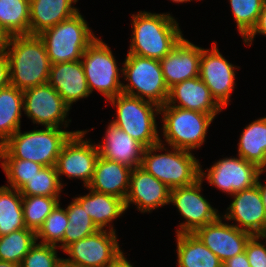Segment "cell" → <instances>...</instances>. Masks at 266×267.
<instances>
[{"label": "cell", "mask_w": 266, "mask_h": 267, "mask_svg": "<svg viewBox=\"0 0 266 267\" xmlns=\"http://www.w3.org/2000/svg\"><path fill=\"white\" fill-rule=\"evenodd\" d=\"M131 17L132 38L127 54L160 61L183 38L178 21L170 13L139 11Z\"/></svg>", "instance_id": "6da1fadb"}, {"label": "cell", "mask_w": 266, "mask_h": 267, "mask_svg": "<svg viewBox=\"0 0 266 267\" xmlns=\"http://www.w3.org/2000/svg\"><path fill=\"white\" fill-rule=\"evenodd\" d=\"M5 54L9 60L10 85L24 91L48 83L51 63L38 35L10 36Z\"/></svg>", "instance_id": "7a4b0ae2"}, {"label": "cell", "mask_w": 266, "mask_h": 267, "mask_svg": "<svg viewBox=\"0 0 266 267\" xmlns=\"http://www.w3.org/2000/svg\"><path fill=\"white\" fill-rule=\"evenodd\" d=\"M79 131L45 127L22 133L19 129L0 146V159H23L43 166H55L65 142Z\"/></svg>", "instance_id": "3957f363"}, {"label": "cell", "mask_w": 266, "mask_h": 267, "mask_svg": "<svg viewBox=\"0 0 266 267\" xmlns=\"http://www.w3.org/2000/svg\"><path fill=\"white\" fill-rule=\"evenodd\" d=\"M164 141L145 148L141 168L160 180L170 189L193 184L200 177V162L191 151L170 147ZM166 151L157 154L156 152Z\"/></svg>", "instance_id": "277c9868"}, {"label": "cell", "mask_w": 266, "mask_h": 267, "mask_svg": "<svg viewBox=\"0 0 266 267\" xmlns=\"http://www.w3.org/2000/svg\"><path fill=\"white\" fill-rule=\"evenodd\" d=\"M44 42L51 64L80 61L97 39L80 11L38 35Z\"/></svg>", "instance_id": "5b68a950"}, {"label": "cell", "mask_w": 266, "mask_h": 267, "mask_svg": "<svg viewBox=\"0 0 266 267\" xmlns=\"http://www.w3.org/2000/svg\"><path fill=\"white\" fill-rule=\"evenodd\" d=\"M109 102L116 108V119L111 122L119 129L145 148L160 142L156 124V116L160 114L158 105L123 93L111 98Z\"/></svg>", "instance_id": "8992f818"}, {"label": "cell", "mask_w": 266, "mask_h": 267, "mask_svg": "<svg viewBox=\"0 0 266 267\" xmlns=\"http://www.w3.org/2000/svg\"><path fill=\"white\" fill-rule=\"evenodd\" d=\"M164 141L168 147L193 151L205 142L210 124L215 119L210 114L186 110L164 104L160 107Z\"/></svg>", "instance_id": "52a82bcc"}, {"label": "cell", "mask_w": 266, "mask_h": 267, "mask_svg": "<svg viewBox=\"0 0 266 267\" xmlns=\"http://www.w3.org/2000/svg\"><path fill=\"white\" fill-rule=\"evenodd\" d=\"M122 93L152 102L159 107L166 104L169 89L164 81L159 60L127 54L122 63Z\"/></svg>", "instance_id": "ba28073f"}, {"label": "cell", "mask_w": 266, "mask_h": 267, "mask_svg": "<svg viewBox=\"0 0 266 267\" xmlns=\"http://www.w3.org/2000/svg\"><path fill=\"white\" fill-rule=\"evenodd\" d=\"M90 93L97 90L106 101L122 94L119 68L109 46L97 38L83 53L81 59ZM121 71V72H119Z\"/></svg>", "instance_id": "9c48e42d"}, {"label": "cell", "mask_w": 266, "mask_h": 267, "mask_svg": "<svg viewBox=\"0 0 266 267\" xmlns=\"http://www.w3.org/2000/svg\"><path fill=\"white\" fill-rule=\"evenodd\" d=\"M116 232L99 229L87 237L68 245L63 252V264L69 267H109L123 254Z\"/></svg>", "instance_id": "30bf717a"}, {"label": "cell", "mask_w": 266, "mask_h": 267, "mask_svg": "<svg viewBox=\"0 0 266 267\" xmlns=\"http://www.w3.org/2000/svg\"><path fill=\"white\" fill-rule=\"evenodd\" d=\"M87 132L80 130L72 134L63 145L55 164L61 184L62 175L70 179H81L84 187L91 182L99 151L95 143L84 139Z\"/></svg>", "instance_id": "8fae6325"}, {"label": "cell", "mask_w": 266, "mask_h": 267, "mask_svg": "<svg viewBox=\"0 0 266 267\" xmlns=\"http://www.w3.org/2000/svg\"><path fill=\"white\" fill-rule=\"evenodd\" d=\"M202 183L203 180L199 178L191 185L170 189L169 203H172L185 219V222L180 223L176 234L194 233L221 216L200 194Z\"/></svg>", "instance_id": "7c38bea8"}, {"label": "cell", "mask_w": 266, "mask_h": 267, "mask_svg": "<svg viewBox=\"0 0 266 267\" xmlns=\"http://www.w3.org/2000/svg\"><path fill=\"white\" fill-rule=\"evenodd\" d=\"M70 109L49 83L23 91V111L34 124L54 128L64 125L67 128L71 122L66 119Z\"/></svg>", "instance_id": "4fadbf2b"}, {"label": "cell", "mask_w": 266, "mask_h": 267, "mask_svg": "<svg viewBox=\"0 0 266 267\" xmlns=\"http://www.w3.org/2000/svg\"><path fill=\"white\" fill-rule=\"evenodd\" d=\"M204 171H208L207 174ZM260 168L244 158L227 157L215 162L209 169L202 171L200 165V179L207 180L224 193L233 195L256 184ZM206 177V178H205Z\"/></svg>", "instance_id": "5bb4252c"}, {"label": "cell", "mask_w": 266, "mask_h": 267, "mask_svg": "<svg viewBox=\"0 0 266 267\" xmlns=\"http://www.w3.org/2000/svg\"><path fill=\"white\" fill-rule=\"evenodd\" d=\"M235 69H239V67L234 66L223 57L216 42H213L211 50L202 48L199 77L223 109L228 106L231 93L236 86Z\"/></svg>", "instance_id": "9a60e30c"}, {"label": "cell", "mask_w": 266, "mask_h": 267, "mask_svg": "<svg viewBox=\"0 0 266 267\" xmlns=\"http://www.w3.org/2000/svg\"><path fill=\"white\" fill-rule=\"evenodd\" d=\"M231 196L234 199L222 218L237 222L234 226L253 236H266V211L257 184Z\"/></svg>", "instance_id": "2e32d148"}, {"label": "cell", "mask_w": 266, "mask_h": 267, "mask_svg": "<svg viewBox=\"0 0 266 267\" xmlns=\"http://www.w3.org/2000/svg\"><path fill=\"white\" fill-rule=\"evenodd\" d=\"M222 221L220 216L216 221L197 229L194 234L224 263L245 252L246 244L253 235Z\"/></svg>", "instance_id": "e0dca14e"}, {"label": "cell", "mask_w": 266, "mask_h": 267, "mask_svg": "<svg viewBox=\"0 0 266 267\" xmlns=\"http://www.w3.org/2000/svg\"><path fill=\"white\" fill-rule=\"evenodd\" d=\"M170 188L141 167L132 169L125 207L136 205L141 213L170 204Z\"/></svg>", "instance_id": "ac0fdd59"}, {"label": "cell", "mask_w": 266, "mask_h": 267, "mask_svg": "<svg viewBox=\"0 0 266 267\" xmlns=\"http://www.w3.org/2000/svg\"><path fill=\"white\" fill-rule=\"evenodd\" d=\"M202 47L196 46L184 37L160 60L166 86L199 76Z\"/></svg>", "instance_id": "d6986e66"}, {"label": "cell", "mask_w": 266, "mask_h": 267, "mask_svg": "<svg viewBox=\"0 0 266 267\" xmlns=\"http://www.w3.org/2000/svg\"><path fill=\"white\" fill-rule=\"evenodd\" d=\"M166 104L168 106L210 114L214 117L223 110L199 76L184 80L169 88Z\"/></svg>", "instance_id": "ffe728a7"}, {"label": "cell", "mask_w": 266, "mask_h": 267, "mask_svg": "<svg viewBox=\"0 0 266 267\" xmlns=\"http://www.w3.org/2000/svg\"><path fill=\"white\" fill-rule=\"evenodd\" d=\"M103 142L96 144L99 156L116 161L131 169L141 166L145 147L129 134L109 123Z\"/></svg>", "instance_id": "44dd1931"}, {"label": "cell", "mask_w": 266, "mask_h": 267, "mask_svg": "<svg viewBox=\"0 0 266 267\" xmlns=\"http://www.w3.org/2000/svg\"><path fill=\"white\" fill-rule=\"evenodd\" d=\"M48 83L70 108L91 94L81 60L51 64Z\"/></svg>", "instance_id": "7402d4cb"}, {"label": "cell", "mask_w": 266, "mask_h": 267, "mask_svg": "<svg viewBox=\"0 0 266 267\" xmlns=\"http://www.w3.org/2000/svg\"><path fill=\"white\" fill-rule=\"evenodd\" d=\"M132 169L116 161L98 157L91 182L85 187L99 193L110 194L125 201Z\"/></svg>", "instance_id": "603a6c76"}, {"label": "cell", "mask_w": 266, "mask_h": 267, "mask_svg": "<svg viewBox=\"0 0 266 267\" xmlns=\"http://www.w3.org/2000/svg\"><path fill=\"white\" fill-rule=\"evenodd\" d=\"M89 190L90 192L87 195L74 199L86 210L99 229L106 230L108 227V230L116 232L114 225L111 223L127 211L125 201L110 194Z\"/></svg>", "instance_id": "cb8c5ba5"}, {"label": "cell", "mask_w": 266, "mask_h": 267, "mask_svg": "<svg viewBox=\"0 0 266 267\" xmlns=\"http://www.w3.org/2000/svg\"><path fill=\"white\" fill-rule=\"evenodd\" d=\"M78 0H30V35H39L79 12Z\"/></svg>", "instance_id": "d4e9b609"}, {"label": "cell", "mask_w": 266, "mask_h": 267, "mask_svg": "<svg viewBox=\"0 0 266 267\" xmlns=\"http://www.w3.org/2000/svg\"><path fill=\"white\" fill-rule=\"evenodd\" d=\"M178 267H223L220 259L194 233L176 235Z\"/></svg>", "instance_id": "484cf974"}, {"label": "cell", "mask_w": 266, "mask_h": 267, "mask_svg": "<svg viewBox=\"0 0 266 267\" xmlns=\"http://www.w3.org/2000/svg\"><path fill=\"white\" fill-rule=\"evenodd\" d=\"M23 91L8 85L0 89V146L21 129Z\"/></svg>", "instance_id": "4316f807"}, {"label": "cell", "mask_w": 266, "mask_h": 267, "mask_svg": "<svg viewBox=\"0 0 266 267\" xmlns=\"http://www.w3.org/2000/svg\"><path fill=\"white\" fill-rule=\"evenodd\" d=\"M238 156L266 168V117L254 120L242 131L238 143Z\"/></svg>", "instance_id": "83f0119b"}, {"label": "cell", "mask_w": 266, "mask_h": 267, "mask_svg": "<svg viewBox=\"0 0 266 267\" xmlns=\"http://www.w3.org/2000/svg\"><path fill=\"white\" fill-rule=\"evenodd\" d=\"M0 26L9 35H30V0H0Z\"/></svg>", "instance_id": "f1b7e54d"}, {"label": "cell", "mask_w": 266, "mask_h": 267, "mask_svg": "<svg viewBox=\"0 0 266 267\" xmlns=\"http://www.w3.org/2000/svg\"><path fill=\"white\" fill-rule=\"evenodd\" d=\"M26 228L19 190L0 186V236Z\"/></svg>", "instance_id": "f546056e"}, {"label": "cell", "mask_w": 266, "mask_h": 267, "mask_svg": "<svg viewBox=\"0 0 266 267\" xmlns=\"http://www.w3.org/2000/svg\"><path fill=\"white\" fill-rule=\"evenodd\" d=\"M36 242V232L29 228L2 235L0 236V260L21 264L24 256Z\"/></svg>", "instance_id": "4dcf8cb0"}, {"label": "cell", "mask_w": 266, "mask_h": 267, "mask_svg": "<svg viewBox=\"0 0 266 267\" xmlns=\"http://www.w3.org/2000/svg\"><path fill=\"white\" fill-rule=\"evenodd\" d=\"M68 225L62 240V250L71 243L91 235L99 230L86 210L74 199L66 207Z\"/></svg>", "instance_id": "1f68e13d"}, {"label": "cell", "mask_w": 266, "mask_h": 267, "mask_svg": "<svg viewBox=\"0 0 266 267\" xmlns=\"http://www.w3.org/2000/svg\"><path fill=\"white\" fill-rule=\"evenodd\" d=\"M59 202L60 197L22 195L23 217L26 228L37 232Z\"/></svg>", "instance_id": "d6a6232c"}, {"label": "cell", "mask_w": 266, "mask_h": 267, "mask_svg": "<svg viewBox=\"0 0 266 267\" xmlns=\"http://www.w3.org/2000/svg\"><path fill=\"white\" fill-rule=\"evenodd\" d=\"M63 187L55 166H43L19 191L27 196L60 197Z\"/></svg>", "instance_id": "836d02e7"}, {"label": "cell", "mask_w": 266, "mask_h": 267, "mask_svg": "<svg viewBox=\"0 0 266 267\" xmlns=\"http://www.w3.org/2000/svg\"><path fill=\"white\" fill-rule=\"evenodd\" d=\"M237 30L243 40L256 26L266 0H229Z\"/></svg>", "instance_id": "e575fe53"}, {"label": "cell", "mask_w": 266, "mask_h": 267, "mask_svg": "<svg viewBox=\"0 0 266 267\" xmlns=\"http://www.w3.org/2000/svg\"><path fill=\"white\" fill-rule=\"evenodd\" d=\"M68 223L66 209L61 208L59 202L36 232L37 240L41 238L39 243L62 249V240Z\"/></svg>", "instance_id": "d590c367"}, {"label": "cell", "mask_w": 266, "mask_h": 267, "mask_svg": "<svg viewBox=\"0 0 266 267\" xmlns=\"http://www.w3.org/2000/svg\"><path fill=\"white\" fill-rule=\"evenodd\" d=\"M0 162L10 185L5 186L17 190H20L43 167L37 162L23 159H0Z\"/></svg>", "instance_id": "8d00e7d4"}, {"label": "cell", "mask_w": 266, "mask_h": 267, "mask_svg": "<svg viewBox=\"0 0 266 267\" xmlns=\"http://www.w3.org/2000/svg\"><path fill=\"white\" fill-rule=\"evenodd\" d=\"M57 246L35 243L24 256L21 267H60L63 258L57 254Z\"/></svg>", "instance_id": "74e56055"}, {"label": "cell", "mask_w": 266, "mask_h": 267, "mask_svg": "<svg viewBox=\"0 0 266 267\" xmlns=\"http://www.w3.org/2000/svg\"><path fill=\"white\" fill-rule=\"evenodd\" d=\"M260 239H266V236L254 235L246 244L245 253L250 267H266V245Z\"/></svg>", "instance_id": "f35d334b"}, {"label": "cell", "mask_w": 266, "mask_h": 267, "mask_svg": "<svg viewBox=\"0 0 266 267\" xmlns=\"http://www.w3.org/2000/svg\"><path fill=\"white\" fill-rule=\"evenodd\" d=\"M256 34L266 36V4L259 16L258 22L250 34L243 40L245 45L251 46Z\"/></svg>", "instance_id": "ab89813d"}, {"label": "cell", "mask_w": 266, "mask_h": 267, "mask_svg": "<svg viewBox=\"0 0 266 267\" xmlns=\"http://www.w3.org/2000/svg\"><path fill=\"white\" fill-rule=\"evenodd\" d=\"M10 85L9 60L6 54H0V89Z\"/></svg>", "instance_id": "60d3db41"}, {"label": "cell", "mask_w": 266, "mask_h": 267, "mask_svg": "<svg viewBox=\"0 0 266 267\" xmlns=\"http://www.w3.org/2000/svg\"><path fill=\"white\" fill-rule=\"evenodd\" d=\"M223 267H250V264L246 253L243 252L225 261Z\"/></svg>", "instance_id": "b9f144b4"}, {"label": "cell", "mask_w": 266, "mask_h": 267, "mask_svg": "<svg viewBox=\"0 0 266 267\" xmlns=\"http://www.w3.org/2000/svg\"><path fill=\"white\" fill-rule=\"evenodd\" d=\"M266 171V168H262L260 169L259 171V174H258V177H257V181H256V184L259 188V191H260V194H261V197H262V201H263V204L265 206V211H266V184L262 185L261 181H260V176L261 174H263L264 172ZM266 183V182H265Z\"/></svg>", "instance_id": "7bdbcfd3"}, {"label": "cell", "mask_w": 266, "mask_h": 267, "mask_svg": "<svg viewBox=\"0 0 266 267\" xmlns=\"http://www.w3.org/2000/svg\"><path fill=\"white\" fill-rule=\"evenodd\" d=\"M10 36L0 26V54H4L8 47Z\"/></svg>", "instance_id": "ee69618b"}, {"label": "cell", "mask_w": 266, "mask_h": 267, "mask_svg": "<svg viewBox=\"0 0 266 267\" xmlns=\"http://www.w3.org/2000/svg\"><path fill=\"white\" fill-rule=\"evenodd\" d=\"M109 267H135L127 260L125 255L123 254L113 265Z\"/></svg>", "instance_id": "f6af8a7d"}, {"label": "cell", "mask_w": 266, "mask_h": 267, "mask_svg": "<svg viewBox=\"0 0 266 267\" xmlns=\"http://www.w3.org/2000/svg\"><path fill=\"white\" fill-rule=\"evenodd\" d=\"M0 267H21V266H20V264H15L12 262L0 260Z\"/></svg>", "instance_id": "bcb514c9"}, {"label": "cell", "mask_w": 266, "mask_h": 267, "mask_svg": "<svg viewBox=\"0 0 266 267\" xmlns=\"http://www.w3.org/2000/svg\"><path fill=\"white\" fill-rule=\"evenodd\" d=\"M172 2H175V3H185V2H190L192 0H171ZM197 1V0H196Z\"/></svg>", "instance_id": "7dc6e473"}, {"label": "cell", "mask_w": 266, "mask_h": 267, "mask_svg": "<svg viewBox=\"0 0 266 267\" xmlns=\"http://www.w3.org/2000/svg\"><path fill=\"white\" fill-rule=\"evenodd\" d=\"M60 267H69V266H67V265H65V264L62 263V264L60 265Z\"/></svg>", "instance_id": "c3c4849f"}]
</instances>
